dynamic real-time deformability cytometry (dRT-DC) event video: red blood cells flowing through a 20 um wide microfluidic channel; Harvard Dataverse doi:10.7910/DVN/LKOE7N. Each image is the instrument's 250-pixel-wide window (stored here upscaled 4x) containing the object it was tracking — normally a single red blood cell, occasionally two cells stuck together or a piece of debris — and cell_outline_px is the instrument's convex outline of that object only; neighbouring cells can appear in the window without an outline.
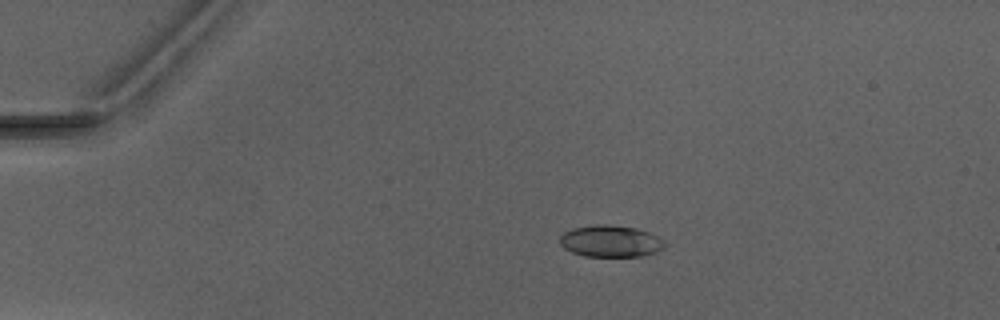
{"species": "Egyptian fruit bat (a non-hibernating species)", "species_latin": "Rousettus aegyptiacus", "temperature_condition": "warm", "stored_images_in_passage": 6, "camera_frame_rate_fps": 3000, "um_per_image_px": 0.085, "animal": {"sex": "male"}, "frame": {"image": 1, "passage_image": 3, "time_ms": 2.667, "image_size_px": [1000, 320], "cell_outline_px": [[668, 244], [664, 248], [656, 252], [640, 256], [584, 256], [572, 252], [564, 248], [560, 244], [560, 236], [564, 232], [572, 228], [596, 224], [608, 224], [636, 228], [648, 232], [664, 240]], "centroid_in_image_um": [51.9, 20.49], "position_along_channel_um": 33.1, "area_um2": 19.48}}
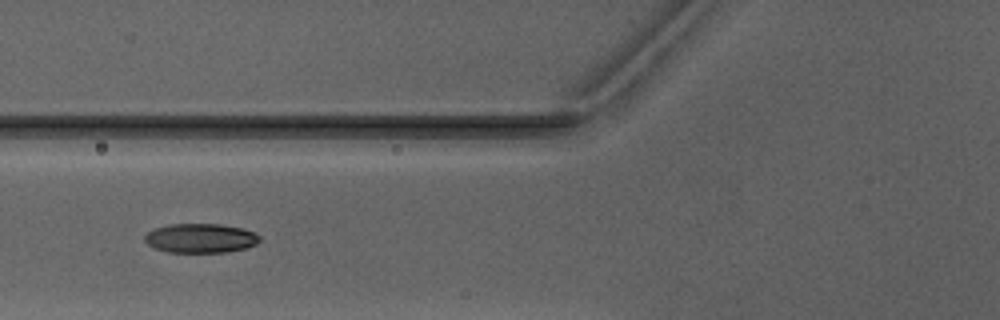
{"frame": {"image": 2, "passage_image": 6, "time_ms": 6.0, "image_size_px": [1000, 320], "cell_outline_px": [[260, 240], [256, 244], [248, 248], [228, 252], [168, 252], [156, 248], [148, 244], [144, 240], [144, 236], [148, 232], [156, 228], [172, 224], [220, 224], [240, 228], [252, 232], [260, 236]], "centroid_in_image_um": [17.06, 20.25], "position_along_channel_um": 108.7, "area_um2": 19.48}}